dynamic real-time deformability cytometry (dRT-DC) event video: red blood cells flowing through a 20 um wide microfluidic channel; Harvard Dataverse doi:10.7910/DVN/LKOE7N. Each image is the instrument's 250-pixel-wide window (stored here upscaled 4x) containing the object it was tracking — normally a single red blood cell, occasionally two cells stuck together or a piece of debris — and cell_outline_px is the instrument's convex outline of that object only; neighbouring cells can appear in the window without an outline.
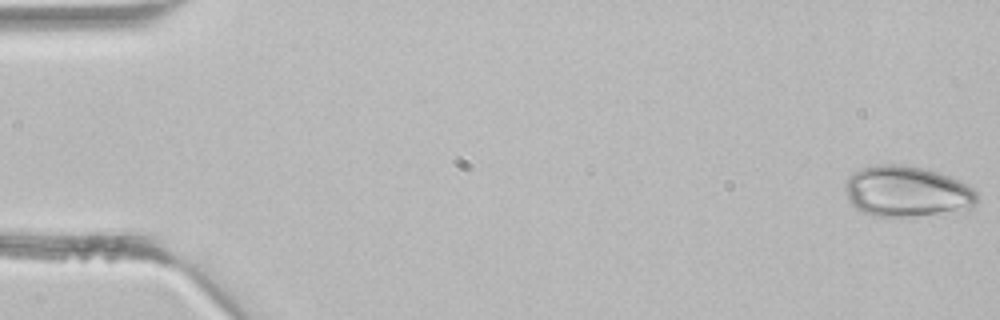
{"species": "common noctule bat (a hibernating species)", "species_latin": "Nyctalus noctula", "temperature_condition": "room temperature", "stored_images_in_passage": 41, "camera_frame_rate_fps": 3000, "um_per_image_px": 0.085, "animal": {"sex": "male", "body_mass_g": 21.5, "forearm_length_mm": 52.0}, "frame": {"image": 1, "passage_image": 1, "time_ms": 0.0, "image_size_px": [1000, 320], "cell_outline_px": [[980, 196], [972, 208], [968, 212], [912, 216], [872, 216], [856, 208], [848, 200], [848, 176], [852, 172], [864, 168], [880, 164], [896, 164], [924, 168], [960, 180], [972, 188]], "centroid_in_image_um": [77.18, 16.3], "position_along_channel_um": 7.8, "area_um2": 39.25}}
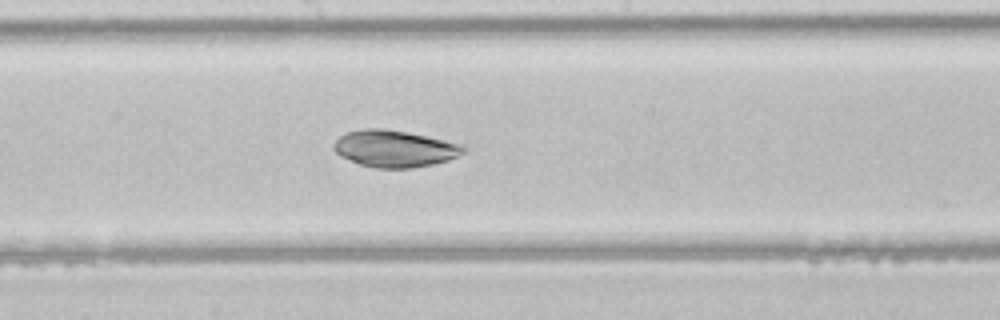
{"frame": {"image": 2, "passage_image": 23, "time_ms": 7.333, "image_size_px": [1000, 320], "cell_outline_px": [[468, 148], [464, 152], [448, 160], [432, 164], [412, 168], [376, 168], [360, 164], [340, 156], [332, 148], [332, 144], [344, 132], [364, 128], [384, 128], [408, 132], [464, 144]], "centroid_in_image_um": [33.53, 12.62], "position_along_channel_um": 214.7, "area_um2": 28.03}}
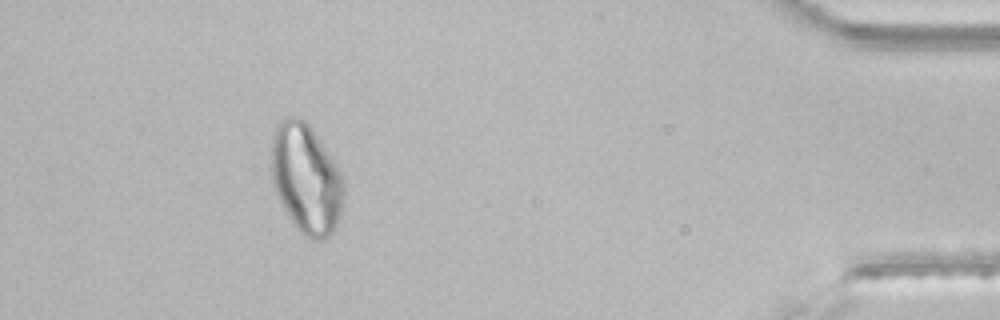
{"frame": {"image": 3, "passage_image": 39, "time_ms": 12.667, "image_size_px": [1000, 320], "cell_outline_px": [[344, 200], [340, 216], [332, 232], [324, 240], [312, 240], [304, 236], [292, 224], [272, 184], [272, 136], [276, 124], [280, 120], [288, 116], [304, 120], [308, 124], [344, 176]], "centroid_in_image_um": [26.03, 15.23], "position_along_channel_um": 409.2, "area_um2": 46.3}}